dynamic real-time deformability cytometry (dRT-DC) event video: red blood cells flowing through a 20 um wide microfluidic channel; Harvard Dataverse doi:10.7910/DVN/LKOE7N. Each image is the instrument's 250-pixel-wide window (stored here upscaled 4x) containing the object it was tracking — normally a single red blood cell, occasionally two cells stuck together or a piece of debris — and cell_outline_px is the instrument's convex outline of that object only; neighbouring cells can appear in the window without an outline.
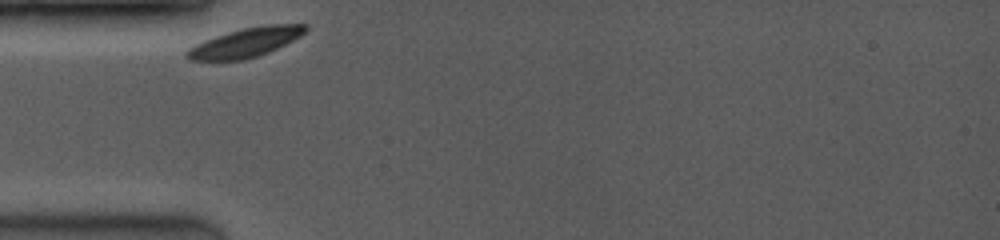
{"species": "common noctule bat (a hibernating species)", "species_latin": "Nyctalus noctula", "temperature_condition": "room temperature", "stored_images_in_passage": 3, "camera_frame_rate_fps": 3500, "um_per_image_px": 0.085, "animal": {"sex": "female", "body_mass_g": 19.0, "forearm_length_mm": 53.3}, "frame": {"image": 1, "passage_image": 1, "time_ms": 0.0, "image_size_px": [1000, 240], "cell_outline_px": [[308, 28], [300, 36], [268, 52], [244, 60], [188, 60], [184, 56], [184, 52], [188, 48], [204, 40], [228, 32], [244, 28], [268, 24], [308, 24]], "centroid_in_image_um": [20.83, 3.61], "position_along_channel_um": 64.2, "area_um2": 20.0}}